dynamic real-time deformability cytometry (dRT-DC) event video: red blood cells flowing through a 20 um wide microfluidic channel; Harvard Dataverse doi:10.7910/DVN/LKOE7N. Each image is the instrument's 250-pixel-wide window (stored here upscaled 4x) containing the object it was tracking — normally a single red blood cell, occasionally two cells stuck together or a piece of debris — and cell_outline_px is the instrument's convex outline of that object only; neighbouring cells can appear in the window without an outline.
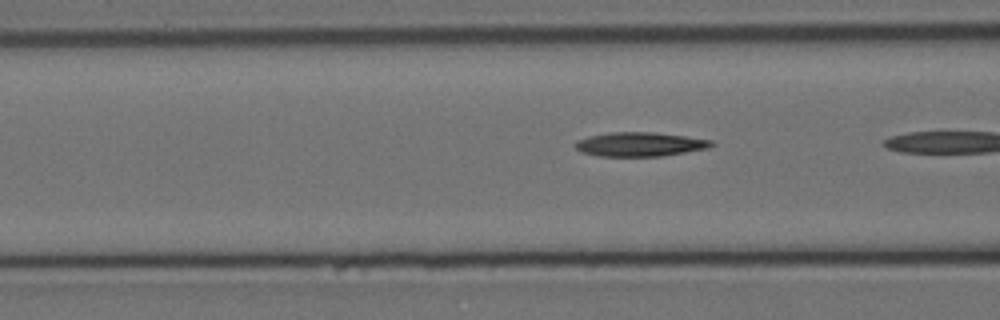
{"species": "Egyptian fruit bat (a non-hibernating species)", "species_latin": "Rousettus aegyptiacus", "temperature_condition": "cold", "stored_images_in_passage": 18, "camera_frame_rate_fps": 3000, "um_per_image_px": 0.085, "animal": {"sex": "female"}, "frame": {"image": 1, "passage_image": 17, "time_ms": 5.333, "image_size_px": [1000, 320], "cell_outline_px": [[716, 144], [708, 148], [660, 156], [596, 156], [580, 152], [572, 144], [576, 140], [588, 136], [608, 132], [656, 132], [712, 140]], "centroid_in_image_um": [54.33, 12.26], "position_along_channel_um": 112.3, "area_um2": 19.31}}